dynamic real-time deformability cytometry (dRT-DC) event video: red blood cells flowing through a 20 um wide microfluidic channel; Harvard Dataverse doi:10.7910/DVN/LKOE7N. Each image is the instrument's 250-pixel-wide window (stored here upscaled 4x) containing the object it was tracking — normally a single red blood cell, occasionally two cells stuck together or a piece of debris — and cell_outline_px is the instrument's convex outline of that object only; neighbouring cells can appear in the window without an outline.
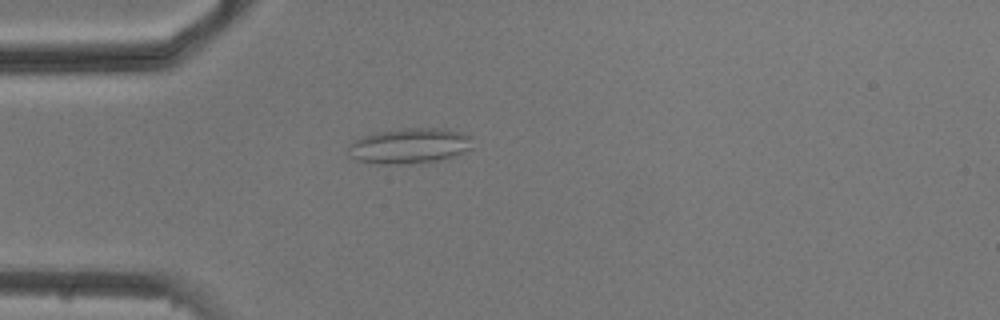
{"species": "common noctule bat (a hibernating species)", "species_latin": "Nyctalus noctula", "temperature_condition": "cold", "stored_images_in_passage": 5, "camera_frame_rate_fps": 3000, "um_per_image_px": 0.085, "animal": {"sex": "male", "body_mass_g": 20.5, "forearm_length_mm": 52.5}, "frame": {"image": 1, "passage_image": 5, "time_ms": 4.667, "image_size_px": [1000, 320], "cell_outline_px": [[472, 148], [456, 156], [444, 160], [408, 164], [380, 164], [356, 160], [348, 156], [348, 144], [352, 140], [360, 136], [372, 132], [404, 128], [444, 128], [464, 132], [472, 136]], "centroid_in_image_um": [34.8, 12.39], "position_along_channel_um": 50.2, "area_um2": 26.53}}